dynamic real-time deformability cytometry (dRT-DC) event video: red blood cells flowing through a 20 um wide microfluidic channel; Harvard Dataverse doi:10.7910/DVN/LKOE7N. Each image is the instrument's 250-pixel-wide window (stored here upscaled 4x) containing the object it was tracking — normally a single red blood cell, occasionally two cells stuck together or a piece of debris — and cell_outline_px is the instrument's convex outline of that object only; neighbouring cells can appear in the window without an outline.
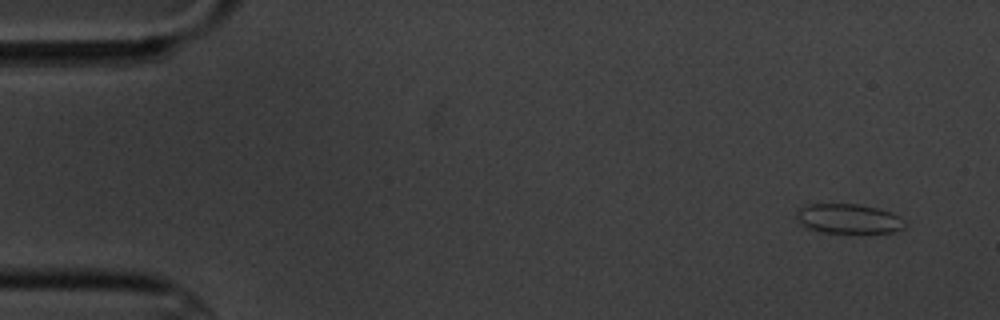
{"species": "common noctule bat (a hibernating species)", "species_latin": "Nyctalus noctula", "temperature_condition": "cold", "stored_images_in_passage": 5, "camera_frame_rate_fps": 3000, "um_per_image_px": 0.085, "animal": {"sex": "male", "body_mass_g": 20.1, "forearm_length_mm": 53.5}, "frame": {"image": 1, "passage_image": 1, "time_ms": 0.0, "image_size_px": [1000, 320], "cell_outline_px": [[904, 228], [896, 232], [820, 232], [808, 228], [800, 224], [796, 220], [796, 216], [800, 208], [808, 204], [856, 204], [876, 208], [892, 212], [900, 216], [904, 220]], "centroid_in_image_um": [72.12, 18.59], "position_along_channel_um": 12.9, "area_um2": 18.61}}
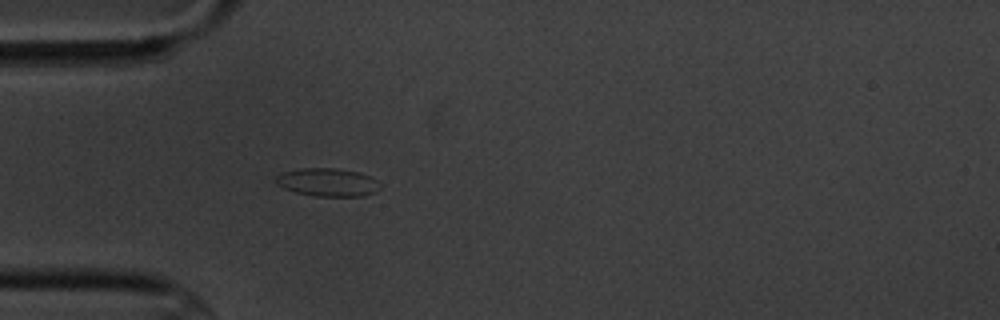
{"frame": {"image": 2, "passage_image": 5, "time_ms": 4.333, "image_size_px": [1000, 320], "cell_outline_px": [[380, 188], [376, 192], [364, 196], [316, 196], [296, 192], [284, 188], [276, 184], [276, 176], [280, 172], [300, 168], [336, 168], [356, 172], [368, 176], [376, 180], [380, 184]], "centroid_in_image_um": [27.83, 15.49], "position_along_channel_um": 57.2, "area_um2": 17.05}}